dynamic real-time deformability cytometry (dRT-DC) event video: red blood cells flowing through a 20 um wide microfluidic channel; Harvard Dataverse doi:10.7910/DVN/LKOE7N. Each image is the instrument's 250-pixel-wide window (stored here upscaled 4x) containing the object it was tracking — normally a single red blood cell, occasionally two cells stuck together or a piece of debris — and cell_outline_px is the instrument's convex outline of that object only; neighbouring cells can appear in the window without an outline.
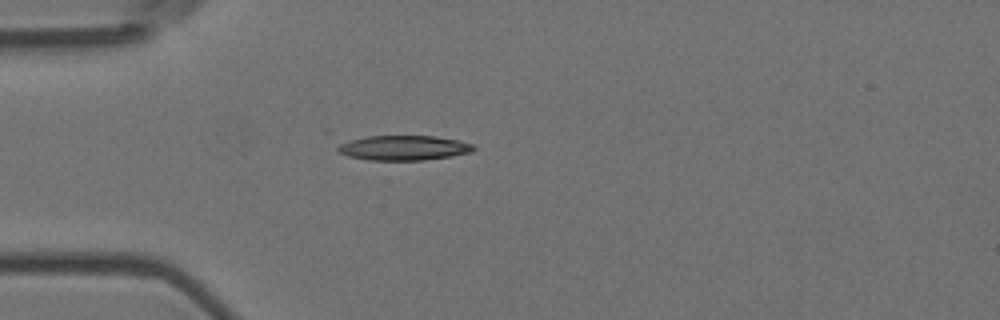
{"species": "Egyptian fruit bat (a non-hibernating species)", "species_latin": "Rousettus aegyptiacus", "temperature_condition": "room temperature", "stored_images_in_passage": 39, "camera_frame_rate_fps": 3000, "um_per_image_px": 0.085, "animal": {"sex": "female"}, "frame": {"image": 1, "passage_image": 3, "time_ms": 0.667, "image_size_px": [1000, 320], "cell_outline_px": [[476, 148], [472, 152], [452, 156], [424, 160], [368, 160], [348, 156], [336, 152], [324, 132], [324, 128], [332, 128], [436, 136], [460, 140], [472, 144]], "centroid_in_image_um": [33.5, 12.35], "position_along_channel_um": 51.5, "area_um2": 24.74}}
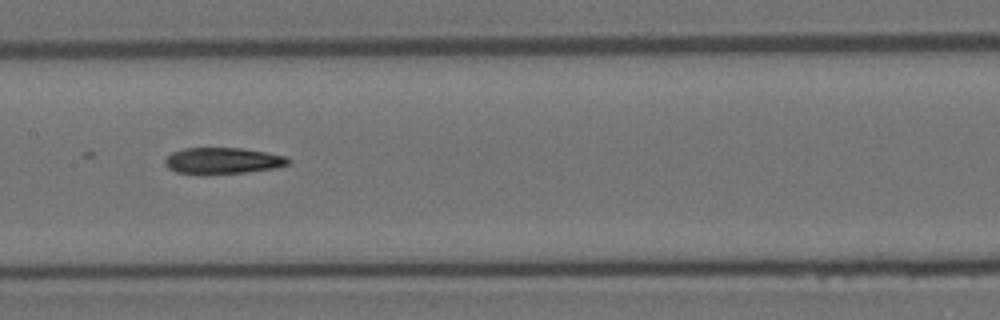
{"frame": {"image": 2, "passage_image": 15, "time_ms": 4.667, "image_size_px": [1000, 320], "cell_outline_px": [[292, 160], [288, 164], [280, 168], [248, 172], [176, 172], [168, 168], [164, 164], [164, 160], [172, 152], [184, 148], [240, 148], [288, 156]], "centroid_in_image_um": [19.01, 13.63], "position_along_channel_um": 188.4, "area_um2": 18.5}}
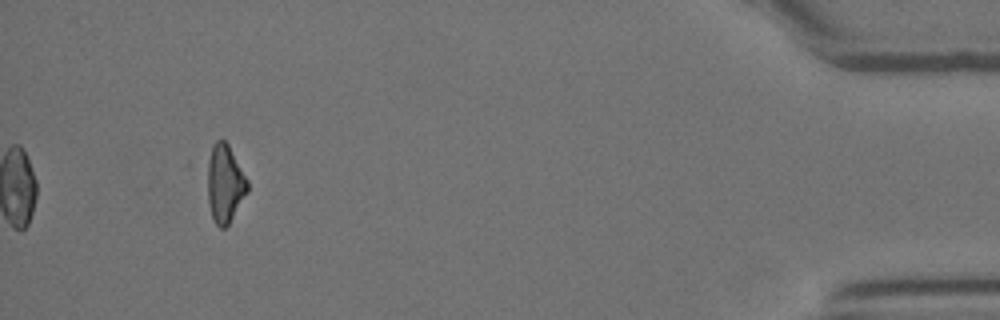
{"frame": {"image": 3, "passage_image": 39, "time_ms": 12.667, "image_size_px": [1000, 320], "cell_outline_px": [[248, 192], [228, 224], [224, 228], [220, 228], [216, 224], [212, 216], [208, 200], [200, 164], [212, 144], [216, 140], [224, 140], [228, 144], [248, 180]], "centroid_in_image_um": [18.99, 15.5], "position_along_channel_um": 416.2, "area_um2": 19.54}}